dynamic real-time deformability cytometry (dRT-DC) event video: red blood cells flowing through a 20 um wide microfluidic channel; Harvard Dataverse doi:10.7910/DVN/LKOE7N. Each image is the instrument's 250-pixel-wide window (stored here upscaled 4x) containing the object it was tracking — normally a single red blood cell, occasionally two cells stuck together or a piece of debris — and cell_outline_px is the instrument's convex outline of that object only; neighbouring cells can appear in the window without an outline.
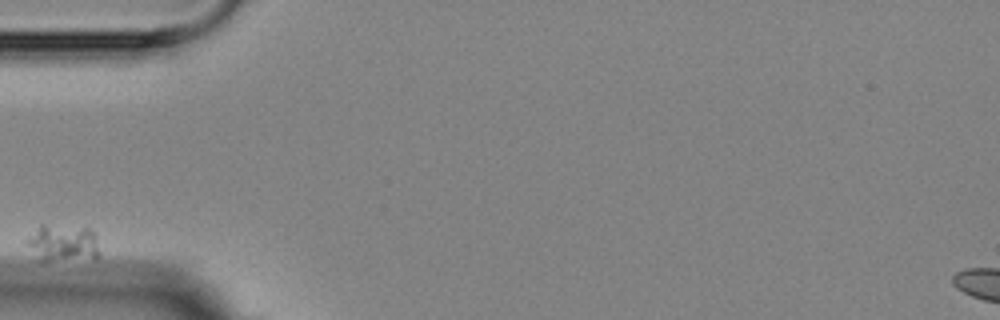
{"species": "Egyptian fruit bat (a non-hibernating species)", "species_latin": "Rousettus aegyptiacus", "temperature_condition": "room temperature", "stored_images_in_passage": 2, "camera_frame_rate_fps": 3000, "um_per_image_px": 0.085, "animal": {"sex": "female"}, "frame": {"image": 1, "passage_image": 1, "time_ms": 0.0, "image_size_px": [1000, 320], "cell_outline_px": [[100, 256], [48, 260], [40, 260], [24, 240], [40, 224], [44, 224], [88, 228], [92, 232], [100, 252]], "centroid_in_image_um": [5.29, 20.61], "position_along_channel_um": 79.7, "area_um2": 15.09}}